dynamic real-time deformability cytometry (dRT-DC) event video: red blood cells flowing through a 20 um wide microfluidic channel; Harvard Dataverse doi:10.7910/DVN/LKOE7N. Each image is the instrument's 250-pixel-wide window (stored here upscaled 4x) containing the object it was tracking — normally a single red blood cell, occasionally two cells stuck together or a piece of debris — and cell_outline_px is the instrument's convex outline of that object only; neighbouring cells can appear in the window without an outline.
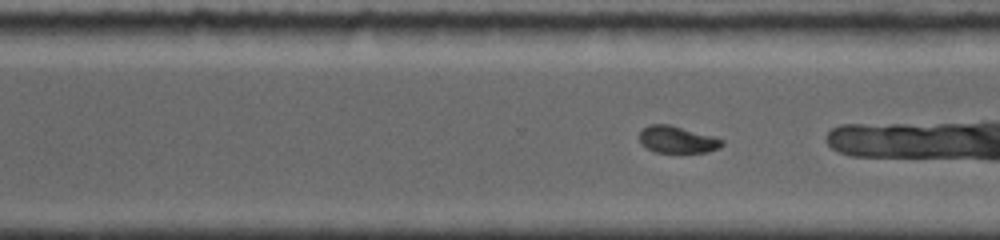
{"species": "common noctule bat (a hibernating species)", "species_latin": "Nyctalus noctula", "temperature_condition": "room temperature", "stored_images_in_passage": 29, "camera_frame_rate_fps": 5000, "um_per_image_px": 0.085, "animal": {"sex": "female", "body_mass_g": 19.0, "forearm_length_mm": 56.7}, "frame": {"image": 1, "passage_image": 17, "time_ms": 6.0, "image_size_px": [1000, 240], "cell_outline_px": [[724, 144], [720, 148], [708, 152], [656, 152], [640, 144], [640, 132], [648, 124], [668, 124], [712, 136], [724, 140]], "centroid_in_image_um": [57.57, 11.87], "position_along_channel_um": 313.0, "area_um2": 12.83}}